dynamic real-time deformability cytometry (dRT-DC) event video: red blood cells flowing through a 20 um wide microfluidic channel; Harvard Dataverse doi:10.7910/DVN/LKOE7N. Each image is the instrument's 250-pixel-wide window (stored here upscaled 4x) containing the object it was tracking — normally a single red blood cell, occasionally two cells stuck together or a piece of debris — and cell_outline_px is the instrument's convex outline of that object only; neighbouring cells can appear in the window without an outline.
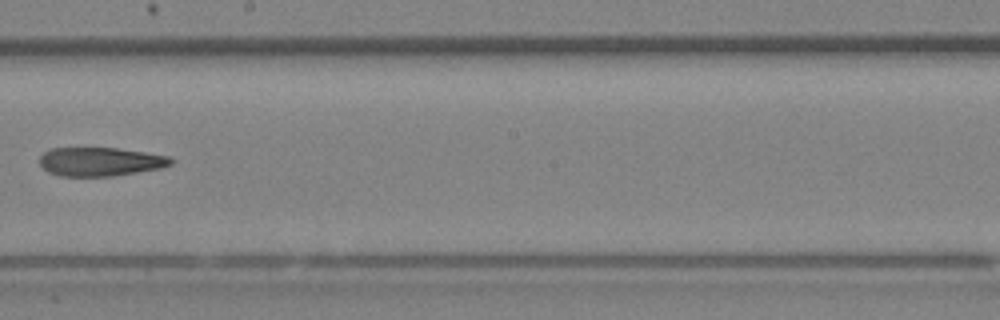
{"species": "Egyptian fruit bat (a non-hibernating species)", "species_latin": "Rousettus aegyptiacus", "temperature_condition": "room temperature", "stored_images_in_passage": 7, "camera_frame_rate_fps": 3000, "um_per_image_px": 0.085, "animal": {"sex": "female"}, "frame": {"image": 1, "passage_image": 7, "time_ms": 2.0, "image_size_px": [1000, 320], "cell_outline_px": [[172, 164], [160, 168], [112, 176], [60, 176], [48, 172], [40, 164], [40, 156], [44, 152], [52, 148], [116, 148], [144, 152], [168, 156], [172, 160]], "centroid_in_image_um": [8.49, 13.74], "position_along_channel_um": 239.7, "area_um2": 21.79}}